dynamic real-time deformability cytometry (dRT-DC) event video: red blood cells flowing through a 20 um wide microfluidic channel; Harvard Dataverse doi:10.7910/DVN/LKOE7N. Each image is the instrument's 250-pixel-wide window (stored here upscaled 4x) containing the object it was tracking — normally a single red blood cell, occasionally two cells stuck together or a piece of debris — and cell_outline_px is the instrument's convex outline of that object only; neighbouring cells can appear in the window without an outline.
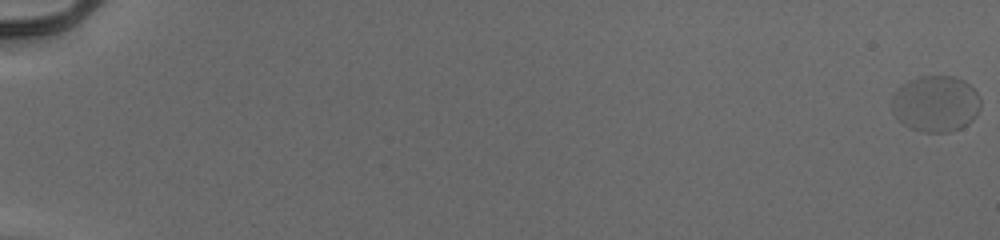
{"species": "human", "species_latin": "Homo sapiens", "temperature_condition": "cold", "stored_images_in_passage": 52, "segment_of_instrument_passage": [1, 2], "camera_frame_rate_fps": 3000, "um_per_image_px": 0.085, "donor": {"sex": "male"}, "frame": {"image": 1, "passage_image": 1, "time_ms": 0.0, "image_size_px": [1000, 240], "cell_outline_px": [[980, 108], [976, 116], [968, 124], [960, 128], [948, 132], [924, 132], [912, 128], [904, 124], [892, 112], [892, 96], [908, 80], [920, 76], [956, 76], [964, 80], [980, 96]], "centroid_in_image_um": [79.56, 8.81], "position_along_channel_um": 5.4, "area_um2": 29.02}}
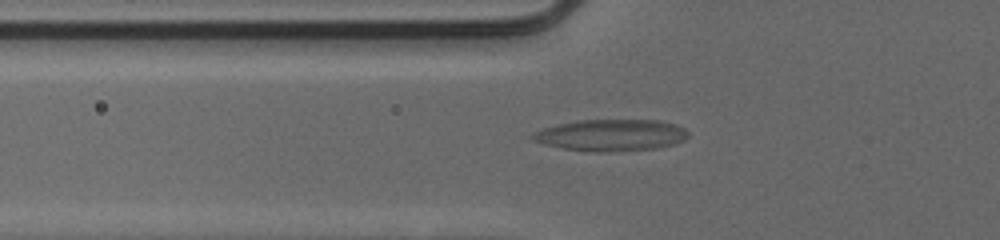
{"frame": {"image": 2, "passage_image": 23, "time_ms": 7.333, "image_size_px": [1000, 240], "cell_outline_px": [[688, 136], [684, 140], [660, 148], [616, 152], [596, 152], [564, 148], [544, 144], [532, 140], [528, 136], [544, 128], [576, 120], [660, 120], [676, 124], [684, 128], [688, 132]], "centroid_in_image_um": [51.97, 11.49], "position_along_channel_um": 73.8, "area_um2": 28.78}}
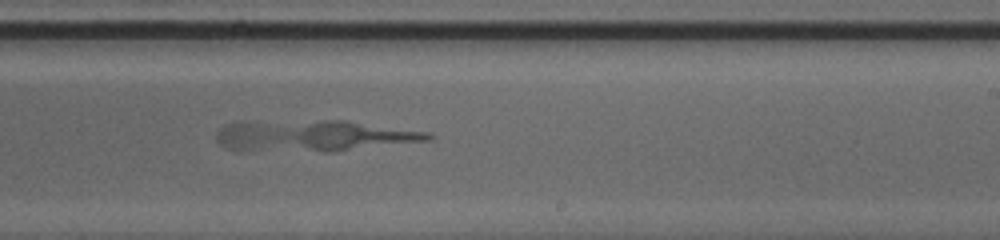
{"frame": {"image": 3, "passage_image": 37, "time_ms": 12.0, "image_size_px": [1000, 240], "cell_outline_px": [[436, 136], [432, 140], [336, 152], [236, 152], [220, 144], [216, 140], [216, 132], [224, 124], [236, 120], [348, 120], [432, 132]], "centroid_in_image_um": [26.6, 11.54], "position_along_channel_um": 262.4, "area_um2": 40.86}}